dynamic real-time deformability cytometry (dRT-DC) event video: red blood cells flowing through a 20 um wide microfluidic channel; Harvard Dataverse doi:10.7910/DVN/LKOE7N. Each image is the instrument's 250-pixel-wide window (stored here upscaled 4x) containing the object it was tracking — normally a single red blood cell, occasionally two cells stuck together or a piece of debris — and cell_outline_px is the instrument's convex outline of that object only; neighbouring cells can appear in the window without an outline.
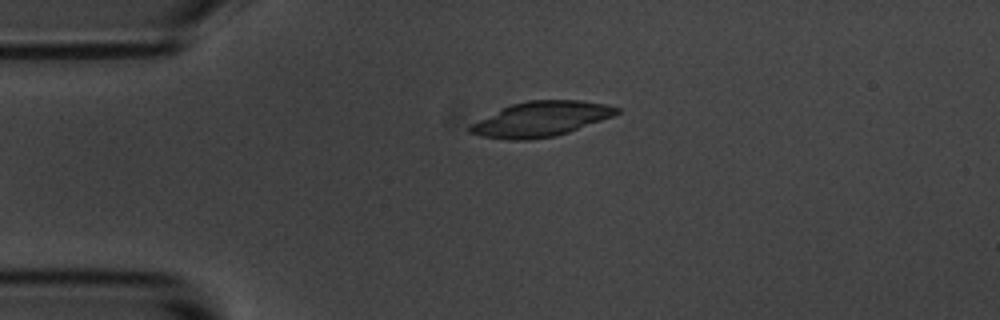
{"species": "common noctule bat (a hibernating species)", "species_latin": "Nyctalus noctula", "temperature_condition": "room temperature", "stored_images_in_passage": 2, "camera_frame_rate_fps": 3000, "um_per_image_px": 0.085, "animal": {"sex": "male", "body_mass_g": 20.1, "forearm_length_mm": 53.5}, "frame": {"image": 1, "passage_image": 1, "time_ms": 0.0, "image_size_px": [1000, 320], "cell_outline_px": [[620, 112], [612, 116], [568, 132], [556, 136], [532, 140], [508, 140], [480, 136], [468, 132], [468, 128], [472, 124], [512, 104], [528, 100], [580, 100], [604, 104], [620, 108]], "centroid_in_image_um": [45.99, 10.13], "position_along_channel_um": 39.0, "area_um2": 29.48}}